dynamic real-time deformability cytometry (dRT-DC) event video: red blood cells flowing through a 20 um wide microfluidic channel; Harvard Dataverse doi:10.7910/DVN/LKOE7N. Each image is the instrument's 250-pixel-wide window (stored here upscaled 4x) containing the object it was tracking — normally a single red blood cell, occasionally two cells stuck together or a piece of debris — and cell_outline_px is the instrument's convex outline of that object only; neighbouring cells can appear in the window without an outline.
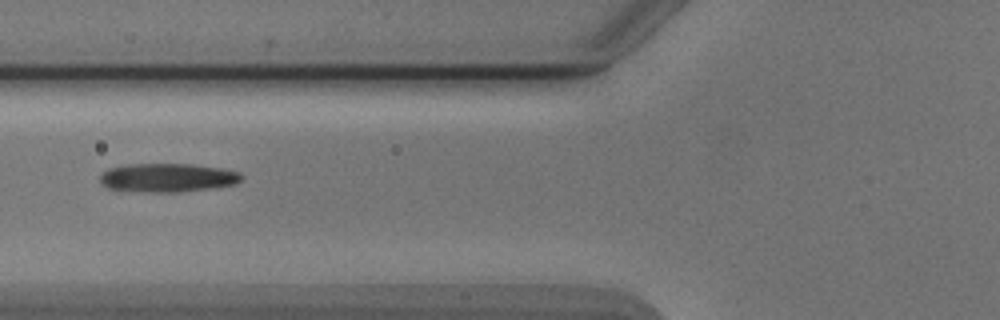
{"species": "Egyptian fruit bat (a non-hibernating species)", "species_latin": "Rousettus aegyptiacus", "temperature_condition": "cold", "stored_images_in_passage": 6, "camera_frame_rate_fps": 3000, "um_per_image_px": 0.085, "animal": {"sex": "male"}, "frame": {"image": 1, "passage_image": 6, "time_ms": 6.667, "image_size_px": [1000, 320], "cell_outline_px": [[244, 176], [236, 184], [216, 188], [180, 192], [148, 192], [108, 188], [100, 180], [100, 176], [108, 168], [128, 164], [192, 164], [220, 168], [240, 172]], "centroid_in_image_um": [14.3, 15.1], "position_along_channel_um": 111.5, "area_um2": 23.7}}